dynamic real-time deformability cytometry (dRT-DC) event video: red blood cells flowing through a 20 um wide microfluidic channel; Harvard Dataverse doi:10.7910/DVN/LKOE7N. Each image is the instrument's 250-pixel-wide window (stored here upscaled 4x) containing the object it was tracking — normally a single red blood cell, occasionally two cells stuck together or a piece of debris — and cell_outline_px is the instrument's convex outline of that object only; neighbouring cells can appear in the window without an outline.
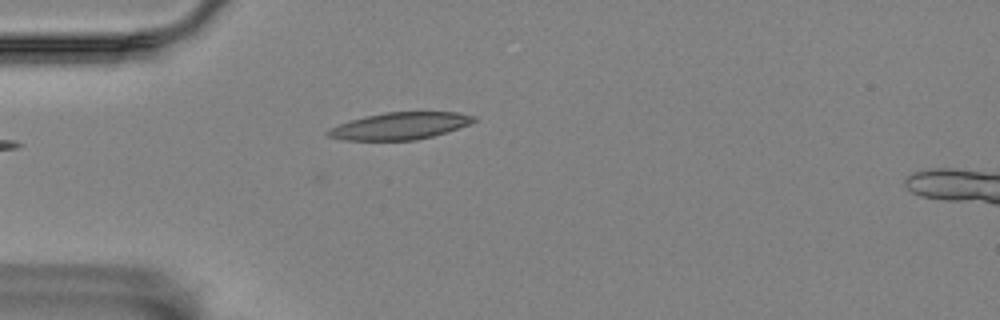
{"species": "Egyptian fruit bat (a non-hibernating species)", "species_latin": "Rousettus aegyptiacus", "temperature_condition": "room temperature", "stored_images_in_passage": 1, "camera_frame_rate_fps": 3000, "um_per_image_px": 0.085, "animal": {"sex": "female"}, "frame": {"image": 1, "passage_image": 1, "time_ms": 0.0, "image_size_px": [1000, 320], "cell_outline_px": [[476, 120], [468, 124], [432, 136], [416, 140], [344, 140], [328, 136], [324, 132], [328, 128], [348, 120], [364, 116], [384, 112], [456, 112], [476, 116]], "centroid_in_image_um": [33.91, 10.7], "position_along_channel_um": 51.1, "area_um2": 22.95}}